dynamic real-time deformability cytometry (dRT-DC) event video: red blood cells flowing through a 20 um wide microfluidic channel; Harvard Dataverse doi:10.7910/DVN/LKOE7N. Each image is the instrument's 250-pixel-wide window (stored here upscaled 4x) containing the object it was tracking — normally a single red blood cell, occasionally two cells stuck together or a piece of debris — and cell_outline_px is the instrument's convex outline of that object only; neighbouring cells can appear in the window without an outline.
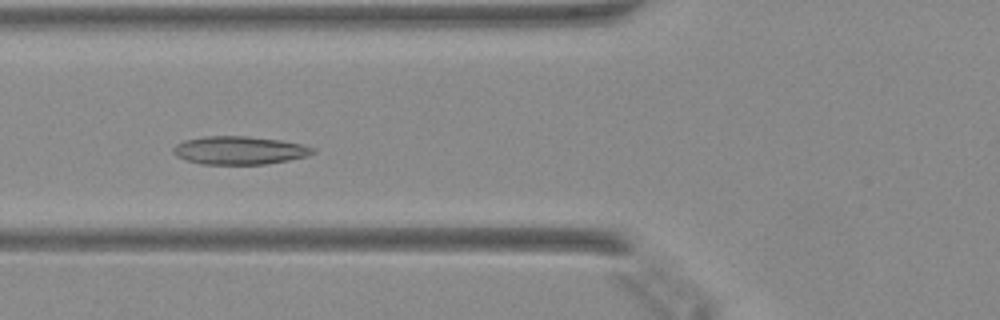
{"species": "Egyptian fruit bat (a non-hibernating species)", "species_latin": "Rousettus aegyptiacus", "temperature_condition": "warm", "stored_images_in_passage": 49, "camera_frame_rate_fps": 3000, "um_per_image_px": 0.085, "animal": {"sex": "female"}, "frame": {"image": 1, "passage_image": 19, "time_ms": 6.0, "image_size_px": [1000, 320], "cell_outline_px": [[316, 152], [308, 156], [268, 164], [200, 164], [176, 156], [172, 152], [172, 148], [176, 144], [184, 140], [204, 136], [248, 136], [280, 140], [300, 144], [316, 148]], "centroid_in_image_um": [20.35, 12.78], "position_along_channel_um": 105.4, "area_um2": 23.0}}
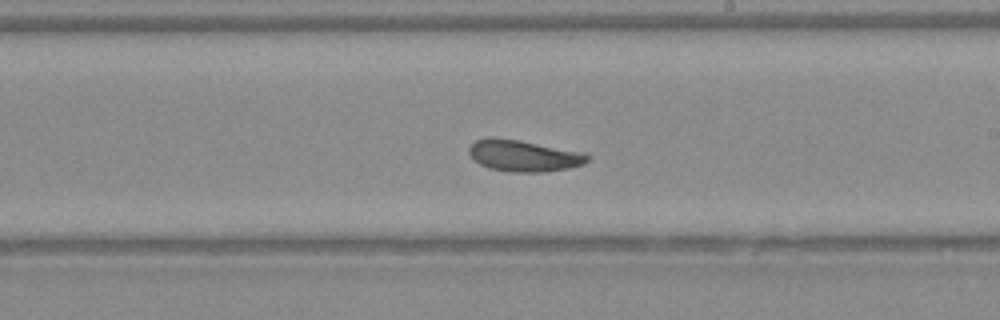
{"frame": {"image": 2, "passage_image": 29, "time_ms": 9.333, "image_size_px": [1000, 320], "cell_outline_px": [[592, 156], [584, 164], [568, 168], [548, 172], [512, 172], [488, 168], [480, 164], [468, 152], [468, 148], [476, 140], [488, 136], [520, 140], [584, 152]], "centroid_in_image_um": [44.54, 13.23], "position_along_channel_um": 244.5, "area_um2": 21.91}}
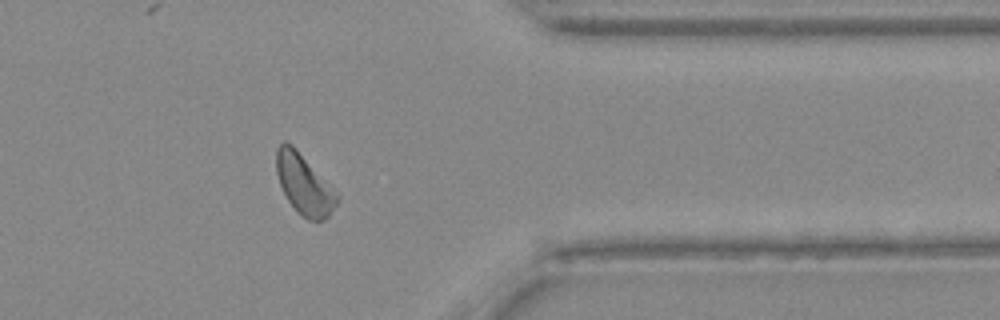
{"frame": {"image": 3, "passage_image": 40, "time_ms": 13.0, "image_size_px": [1000, 320], "cell_outline_px": [[340, 196], [336, 204], [328, 216], [324, 220], [308, 220], [300, 216], [296, 212], [288, 200], [280, 184], [276, 172], [276, 148], [284, 140], [292, 144]], "centroid_in_image_um": [25.83, 15.68], "position_along_channel_um": 385.6, "area_um2": 21.1}}